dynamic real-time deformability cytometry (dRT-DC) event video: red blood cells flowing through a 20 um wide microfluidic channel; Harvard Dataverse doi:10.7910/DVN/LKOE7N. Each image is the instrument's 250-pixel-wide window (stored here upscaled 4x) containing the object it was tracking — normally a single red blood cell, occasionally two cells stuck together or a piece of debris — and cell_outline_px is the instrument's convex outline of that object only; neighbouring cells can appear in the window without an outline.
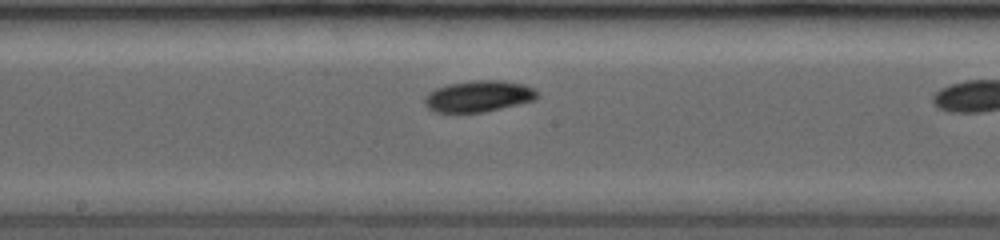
{"species": "common noctule bat (a hibernating species)", "species_latin": "Nyctalus noctula", "temperature_condition": "room temperature", "stored_images_in_passage": 27, "camera_frame_rate_fps": 3500, "um_per_image_px": 0.085, "animal": {"sex": "female", "body_mass_g": 19.0, "forearm_length_mm": 53.3}, "frame": {"image": 1, "passage_image": 11, "time_ms": 4.286, "image_size_px": [1000, 240], "cell_outline_px": [[540, 96], [536, 100], [484, 112], [436, 112], [428, 108], [424, 104], [424, 96], [428, 92], [436, 88], [448, 84], [472, 80], [500, 80], [524, 84], [532, 88]], "centroid_in_image_um": [40.67, 8.17], "position_along_channel_um": 207.5, "area_um2": 20.63}}